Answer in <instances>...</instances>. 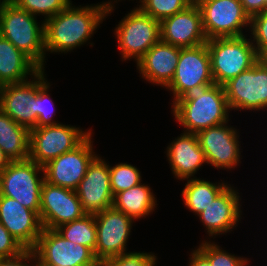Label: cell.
Returning <instances> with one entry per match:
<instances>
[{
	"instance_id": "obj_1",
	"label": "cell",
	"mask_w": 267,
	"mask_h": 266,
	"mask_svg": "<svg viewBox=\"0 0 267 266\" xmlns=\"http://www.w3.org/2000/svg\"><path fill=\"white\" fill-rule=\"evenodd\" d=\"M113 10L111 1L84 7L72 6L71 2L64 10L44 21L45 53H67L84 45Z\"/></svg>"
},
{
	"instance_id": "obj_32",
	"label": "cell",
	"mask_w": 267,
	"mask_h": 266,
	"mask_svg": "<svg viewBox=\"0 0 267 266\" xmlns=\"http://www.w3.org/2000/svg\"><path fill=\"white\" fill-rule=\"evenodd\" d=\"M49 82H45L38 90L36 94L35 103V115L37 116L36 127H44L50 125L59 124L57 121H53L54 102L50 99L49 92ZM53 115V116H52Z\"/></svg>"
},
{
	"instance_id": "obj_39",
	"label": "cell",
	"mask_w": 267,
	"mask_h": 266,
	"mask_svg": "<svg viewBox=\"0 0 267 266\" xmlns=\"http://www.w3.org/2000/svg\"><path fill=\"white\" fill-rule=\"evenodd\" d=\"M10 162L9 158L0 148V173L10 164Z\"/></svg>"
},
{
	"instance_id": "obj_14",
	"label": "cell",
	"mask_w": 267,
	"mask_h": 266,
	"mask_svg": "<svg viewBox=\"0 0 267 266\" xmlns=\"http://www.w3.org/2000/svg\"><path fill=\"white\" fill-rule=\"evenodd\" d=\"M90 134L79 146L49 161L44 168L45 181L75 191L87 168L97 156Z\"/></svg>"
},
{
	"instance_id": "obj_2",
	"label": "cell",
	"mask_w": 267,
	"mask_h": 266,
	"mask_svg": "<svg viewBox=\"0 0 267 266\" xmlns=\"http://www.w3.org/2000/svg\"><path fill=\"white\" fill-rule=\"evenodd\" d=\"M175 119L185 133L201 130L229 121V106L222 85L213 84L187 94L172 103Z\"/></svg>"
},
{
	"instance_id": "obj_22",
	"label": "cell",
	"mask_w": 267,
	"mask_h": 266,
	"mask_svg": "<svg viewBox=\"0 0 267 266\" xmlns=\"http://www.w3.org/2000/svg\"><path fill=\"white\" fill-rule=\"evenodd\" d=\"M167 159L175 177L179 180L190 179L207 163L196 134L182 133L167 147Z\"/></svg>"
},
{
	"instance_id": "obj_33",
	"label": "cell",
	"mask_w": 267,
	"mask_h": 266,
	"mask_svg": "<svg viewBox=\"0 0 267 266\" xmlns=\"http://www.w3.org/2000/svg\"><path fill=\"white\" fill-rule=\"evenodd\" d=\"M249 26L252 44L257 54L264 58L267 55V10L251 17Z\"/></svg>"
},
{
	"instance_id": "obj_12",
	"label": "cell",
	"mask_w": 267,
	"mask_h": 266,
	"mask_svg": "<svg viewBox=\"0 0 267 266\" xmlns=\"http://www.w3.org/2000/svg\"><path fill=\"white\" fill-rule=\"evenodd\" d=\"M95 215L97 228L96 259L102 261L128 254L125 252L134 219L114 207L107 208Z\"/></svg>"
},
{
	"instance_id": "obj_20",
	"label": "cell",
	"mask_w": 267,
	"mask_h": 266,
	"mask_svg": "<svg viewBox=\"0 0 267 266\" xmlns=\"http://www.w3.org/2000/svg\"><path fill=\"white\" fill-rule=\"evenodd\" d=\"M228 185L198 216L209 237L232 231L242 215L240 196ZM241 213V214H240Z\"/></svg>"
},
{
	"instance_id": "obj_8",
	"label": "cell",
	"mask_w": 267,
	"mask_h": 266,
	"mask_svg": "<svg viewBox=\"0 0 267 266\" xmlns=\"http://www.w3.org/2000/svg\"><path fill=\"white\" fill-rule=\"evenodd\" d=\"M91 133L71 125L56 124L30 130L29 159L40 166L79 146Z\"/></svg>"
},
{
	"instance_id": "obj_13",
	"label": "cell",
	"mask_w": 267,
	"mask_h": 266,
	"mask_svg": "<svg viewBox=\"0 0 267 266\" xmlns=\"http://www.w3.org/2000/svg\"><path fill=\"white\" fill-rule=\"evenodd\" d=\"M45 69L31 76L34 80L7 84L0 87V108L19 125L36 128L35 103L37 90L47 81Z\"/></svg>"
},
{
	"instance_id": "obj_7",
	"label": "cell",
	"mask_w": 267,
	"mask_h": 266,
	"mask_svg": "<svg viewBox=\"0 0 267 266\" xmlns=\"http://www.w3.org/2000/svg\"><path fill=\"white\" fill-rule=\"evenodd\" d=\"M114 35L122 59L137 62L160 40V22L135 7L119 22Z\"/></svg>"
},
{
	"instance_id": "obj_9",
	"label": "cell",
	"mask_w": 267,
	"mask_h": 266,
	"mask_svg": "<svg viewBox=\"0 0 267 266\" xmlns=\"http://www.w3.org/2000/svg\"><path fill=\"white\" fill-rule=\"evenodd\" d=\"M32 250L37 266H100L90 248L68 241L55 229L43 228Z\"/></svg>"
},
{
	"instance_id": "obj_21",
	"label": "cell",
	"mask_w": 267,
	"mask_h": 266,
	"mask_svg": "<svg viewBox=\"0 0 267 266\" xmlns=\"http://www.w3.org/2000/svg\"><path fill=\"white\" fill-rule=\"evenodd\" d=\"M179 57V47L159 40L137 61V68L149 83L166 88L174 77Z\"/></svg>"
},
{
	"instance_id": "obj_16",
	"label": "cell",
	"mask_w": 267,
	"mask_h": 266,
	"mask_svg": "<svg viewBox=\"0 0 267 266\" xmlns=\"http://www.w3.org/2000/svg\"><path fill=\"white\" fill-rule=\"evenodd\" d=\"M226 124L228 122L209 127L196 135L207 164L219 169H234L241 158L239 135L237 129Z\"/></svg>"
},
{
	"instance_id": "obj_37",
	"label": "cell",
	"mask_w": 267,
	"mask_h": 266,
	"mask_svg": "<svg viewBox=\"0 0 267 266\" xmlns=\"http://www.w3.org/2000/svg\"><path fill=\"white\" fill-rule=\"evenodd\" d=\"M240 2L250 18L265 11V0H240Z\"/></svg>"
},
{
	"instance_id": "obj_27",
	"label": "cell",
	"mask_w": 267,
	"mask_h": 266,
	"mask_svg": "<svg viewBox=\"0 0 267 266\" xmlns=\"http://www.w3.org/2000/svg\"><path fill=\"white\" fill-rule=\"evenodd\" d=\"M55 230L65 239L77 245H84L93 252L96 250L97 228L94 214L64 223Z\"/></svg>"
},
{
	"instance_id": "obj_30",
	"label": "cell",
	"mask_w": 267,
	"mask_h": 266,
	"mask_svg": "<svg viewBox=\"0 0 267 266\" xmlns=\"http://www.w3.org/2000/svg\"><path fill=\"white\" fill-rule=\"evenodd\" d=\"M198 250L209 260L211 266H247L248 259L235 256L222 250L210 241H202Z\"/></svg>"
},
{
	"instance_id": "obj_5",
	"label": "cell",
	"mask_w": 267,
	"mask_h": 266,
	"mask_svg": "<svg viewBox=\"0 0 267 266\" xmlns=\"http://www.w3.org/2000/svg\"><path fill=\"white\" fill-rule=\"evenodd\" d=\"M41 171L43 176L39 174ZM44 181L43 166L30 159L11 161L0 173V196L15 199L39 215L41 188Z\"/></svg>"
},
{
	"instance_id": "obj_18",
	"label": "cell",
	"mask_w": 267,
	"mask_h": 266,
	"mask_svg": "<svg viewBox=\"0 0 267 266\" xmlns=\"http://www.w3.org/2000/svg\"><path fill=\"white\" fill-rule=\"evenodd\" d=\"M160 40L179 48L207 43L201 11L196 2L160 22Z\"/></svg>"
},
{
	"instance_id": "obj_40",
	"label": "cell",
	"mask_w": 267,
	"mask_h": 266,
	"mask_svg": "<svg viewBox=\"0 0 267 266\" xmlns=\"http://www.w3.org/2000/svg\"><path fill=\"white\" fill-rule=\"evenodd\" d=\"M265 10H267V0H265Z\"/></svg>"
},
{
	"instance_id": "obj_11",
	"label": "cell",
	"mask_w": 267,
	"mask_h": 266,
	"mask_svg": "<svg viewBox=\"0 0 267 266\" xmlns=\"http://www.w3.org/2000/svg\"><path fill=\"white\" fill-rule=\"evenodd\" d=\"M207 39L245 36L251 18L240 0H197Z\"/></svg>"
},
{
	"instance_id": "obj_23",
	"label": "cell",
	"mask_w": 267,
	"mask_h": 266,
	"mask_svg": "<svg viewBox=\"0 0 267 266\" xmlns=\"http://www.w3.org/2000/svg\"><path fill=\"white\" fill-rule=\"evenodd\" d=\"M40 68L9 40L0 35V87L28 80Z\"/></svg>"
},
{
	"instance_id": "obj_19",
	"label": "cell",
	"mask_w": 267,
	"mask_h": 266,
	"mask_svg": "<svg viewBox=\"0 0 267 266\" xmlns=\"http://www.w3.org/2000/svg\"><path fill=\"white\" fill-rule=\"evenodd\" d=\"M0 223L24 249L32 250L43 230L35 211L6 196H0Z\"/></svg>"
},
{
	"instance_id": "obj_29",
	"label": "cell",
	"mask_w": 267,
	"mask_h": 266,
	"mask_svg": "<svg viewBox=\"0 0 267 266\" xmlns=\"http://www.w3.org/2000/svg\"><path fill=\"white\" fill-rule=\"evenodd\" d=\"M109 169L113 196L142 182L141 172L131 164L119 163L113 167L109 165Z\"/></svg>"
},
{
	"instance_id": "obj_35",
	"label": "cell",
	"mask_w": 267,
	"mask_h": 266,
	"mask_svg": "<svg viewBox=\"0 0 267 266\" xmlns=\"http://www.w3.org/2000/svg\"><path fill=\"white\" fill-rule=\"evenodd\" d=\"M25 249L0 223V258H10L19 255Z\"/></svg>"
},
{
	"instance_id": "obj_10",
	"label": "cell",
	"mask_w": 267,
	"mask_h": 266,
	"mask_svg": "<svg viewBox=\"0 0 267 266\" xmlns=\"http://www.w3.org/2000/svg\"><path fill=\"white\" fill-rule=\"evenodd\" d=\"M227 104L232 110L267 108V60L260 58L250 69L223 85Z\"/></svg>"
},
{
	"instance_id": "obj_25",
	"label": "cell",
	"mask_w": 267,
	"mask_h": 266,
	"mask_svg": "<svg viewBox=\"0 0 267 266\" xmlns=\"http://www.w3.org/2000/svg\"><path fill=\"white\" fill-rule=\"evenodd\" d=\"M148 185L140 183L137 186L121 191L114 196L113 207L127 216L137 220L151 214L157 200Z\"/></svg>"
},
{
	"instance_id": "obj_38",
	"label": "cell",
	"mask_w": 267,
	"mask_h": 266,
	"mask_svg": "<svg viewBox=\"0 0 267 266\" xmlns=\"http://www.w3.org/2000/svg\"><path fill=\"white\" fill-rule=\"evenodd\" d=\"M189 261V266H211L209 260L198 249L191 252Z\"/></svg>"
},
{
	"instance_id": "obj_34",
	"label": "cell",
	"mask_w": 267,
	"mask_h": 266,
	"mask_svg": "<svg viewBox=\"0 0 267 266\" xmlns=\"http://www.w3.org/2000/svg\"><path fill=\"white\" fill-rule=\"evenodd\" d=\"M156 258L151 252H131L106 259L100 263V266H155Z\"/></svg>"
},
{
	"instance_id": "obj_3",
	"label": "cell",
	"mask_w": 267,
	"mask_h": 266,
	"mask_svg": "<svg viewBox=\"0 0 267 266\" xmlns=\"http://www.w3.org/2000/svg\"><path fill=\"white\" fill-rule=\"evenodd\" d=\"M0 35L27 55L40 69L45 62L44 22L11 0H0Z\"/></svg>"
},
{
	"instance_id": "obj_24",
	"label": "cell",
	"mask_w": 267,
	"mask_h": 266,
	"mask_svg": "<svg viewBox=\"0 0 267 266\" xmlns=\"http://www.w3.org/2000/svg\"><path fill=\"white\" fill-rule=\"evenodd\" d=\"M0 148L10 161L29 159L30 130L16 123L1 108Z\"/></svg>"
},
{
	"instance_id": "obj_31",
	"label": "cell",
	"mask_w": 267,
	"mask_h": 266,
	"mask_svg": "<svg viewBox=\"0 0 267 266\" xmlns=\"http://www.w3.org/2000/svg\"><path fill=\"white\" fill-rule=\"evenodd\" d=\"M32 15H43L45 21L64 10L71 0H11Z\"/></svg>"
},
{
	"instance_id": "obj_28",
	"label": "cell",
	"mask_w": 267,
	"mask_h": 266,
	"mask_svg": "<svg viewBox=\"0 0 267 266\" xmlns=\"http://www.w3.org/2000/svg\"><path fill=\"white\" fill-rule=\"evenodd\" d=\"M139 9L161 22L177 12L183 11L193 2L192 0H140Z\"/></svg>"
},
{
	"instance_id": "obj_15",
	"label": "cell",
	"mask_w": 267,
	"mask_h": 266,
	"mask_svg": "<svg viewBox=\"0 0 267 266\" xmlns=\"http://www.w3.org/2000/svg\"><path fill=\"white\" fill-rule=\"evenodd\" d=\"M86 214L76 191L43 182L39 210L43 228L55 229Z\"/></svg>"
},
{
	"instance_id": "obj_36",
	"label": "cell",
	"mask_w": 267,
	"mask_h": 266,
	"mask_svg": "<svg viewBox=\"0 0 267 266\" xmlns=\"http://www.w3.org/2000/svg\"><path fill=\"white\" fill-rule=\"evenodd\" d=\"M0 266H37L35 253L31 249H25L17 256L10 258H0Z\"/></svg>"
},
{
	"instance_id": "obj_17",
	"label": "cell",
	"mask_w": 267,
	"mask_h": 266,
	"mask_svg": "<svg viewBox=\"0 0 267 266\" xmlns=\"http://www.w3.org/2000/svg\"><path fill=\"white\" fill-rule=\"evenodd\" d=\"M75 191L87 214H96L113 207L109 164L97 155Z\"/></svg>"
},
{
	"instance_id": "obj_4",
	"label": "cell",
	"mask_w": 267,
	"mask_h": 266,
	"mask_svg": "<svg viewBox=\"0 0 267 266\" xmlns=\"http://www.w3.org/2000/svg\"><path fill=\"white\" fill-rule=\"evenodd\" d=\"M207 47L214 84L222 86L261 58L246 36L212 38L207 41Z\"/></svg>"
},
{
	"instance_id": "obj_26",
	"label": "cell",
	"mask_w": 267,
	"mask_h": 266,
	"mask_svg": "<svg viewBox=\"0 0 267 266\" xmlns=\"http://www.w3.org/2000/svg\"><path fill=\"white\" fill-rule=\"evenodd\" d=\"M227 183H212L196 177L187 180L182 190L185 206L199 215L227 187Z\"/></svg>"
},
{
	"instance_id": "obj_6",
	"label": "cell",
	"mask_w": 267,
	"mask_h": 266,
	"mask_svg": "<svg viewBox=\"0 0 267 266\" xmlns=\"http://www.w3.org/2000/svg\"><path fill=\"white\" fill-rule=\"evenodd\" d=\"M214 84L207 43L180 48V57L170 84L166 87L177 99Z\"/></svg>"
}]
</instances>
